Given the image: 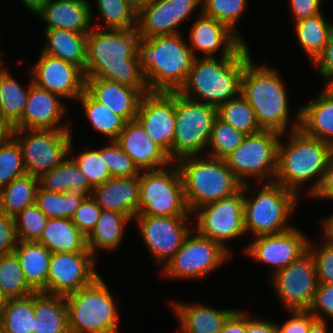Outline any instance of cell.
<instances>
[{
    "mask_svg": "<svg viewBox=\"0 0 333 333\" xmlns=\"http://www.w3.org/2000/svg\"><path fill=\"white\" fill-rule=\"evenodd\" d=\"M249 60L247 45L237 55L224 56L219 61L216 57H204L201 61L195 57L187 80L178 92L189 96L193 89L207 104L218 107L240 94L242 73Z\"/></svg>",
    "mask_w": 333,
    "mask_h": 333,
    "instance_id": "obj_4",
    "label": "cell"
},
{
    "mask_svg": "<svg viewBox=\"0 0 333 333\" xmlns=\"http://www.w3.org/2000/svg\"><path fill=\"white\" fill-rule=\"evenodd\" d=\"M190 233L181 248L165 264L164 275L171 277H202L224 262L230 252L212 239Z\"/></svg>",
    "mask_w": 333,
    "mask_h": 333,
    "instance_id": "obj_12",
    "label": "cell"
},
{
    "mask_svg": "<svg viewBox=\"0 0 333 333\" xmlns=\"http://www.w3.org/2000/svg\"><path fill=\"white\" fill-rule=\"evenodd\" d=\"M145 244L159 261L167 262L181 248L190 230L185 227L187 216L136 215Z\"/></svg>",
    "mask_w": 333,
    "mask_h": 333,
    "instance_id": "obj_18",
    "label": "cell"
},
{
    "mask_svg": "<svg viewBox=\"0 0 333 333\" xmlns=\"http://www.w3.org/2000/svg\"><path fill=\"white\" fill-rule=\"evenodd\" d=\"M331 79L332 80H329L328 85H327L326 88H328L333 93V78H331Z\"/></svg>",
    "mask_w": 333,
    "mask_h": 333,
    "instance_id": "obj_68",
    "label": "cell"
},
{
    "mask_svg": "<svg viewBox=\"0 0 333 333\" xmlns=\"http://www.w3.org/2000/svg\"><path fill=\"white\" fill-rule=\"evenodd\" d=\"M217 117L246 135L263 130L252 107L241 94L239 97L220 104L217 107Z\"/></svg>",
    "mask_w": 333,
    "mask_h": 333,
    "instance_id": "obj_41",
    "label": "cell"
},
{
    "mask_svg": "<svg viewBox=\"0 0 333 333\" xmlns=\"http://www.w3.org/2000/svg\"><path fill=\"white\" fill-rule=\"evenodd\" d=\"M90 195L102 210L133 218L139 209V176L111 177L102 185L93 187Z\"/></svg>",
    "mask_w": 333,
    "mask_h": 333,
    "instance_id": "obj_25",
    "label": "cell"
},
{
    "mask_svg": "<svg viewBox=\"0 0 333 333\" xmlns=\"http://www.w3.org/2000/svg\"><path fill=\"white\" fill-rule=\"evenodd\" d=\"M86 196L80 191L56 193L38 187L35 204L48 218L71 219Z\"/></svg>",
    "mask_w": 333,
    "mask_h": 333,
    "instance_id": "obj_36",
    "label": "cell"
},
{
    "mask_svg": "<svg viewBox=\"0 0 333 333\" xmlns=\"http://www.w3.org/2000/svg\"><path fill=\"white\" fill-rule=\"evenodd\" d=\"M201 2L202 0H153L137 11V33L140 38L176 34L177 26Z\"/></svg>",
    "mask_w": 333,
    "mask_h": 333,
    "instance_id": "obj_20",
    "label": "cell"
},
{
    "mask_svg": "<svg viewBox=\"0 0 333 333\" xmlns=\"http://www.w3.org/2000/svg\"><path fill=\"white\" fill-rule=\"evenodd\" d=\"M24 273L25 281L35 292L47 294V277L51 252L37 241H19L13 251Z\"/></svg>",
    "mask_w": 333,
    "mask_h": 333,
    "instance_id": "obj_29",
    "label": "cell"
},
{
    "mask_svg": "<svg viewBox=\"0 0 333 333\" xmlns=\"http://www.w3.org/2000/svg\"><path fill=\"white\" fill-rule=\"evenodd\" d=\"M28 89V100L21 120L13 127V136L31 129H69L68 124L60 127L56 125L64 113V107L57 98L59 95L36 86L33 81Z\"/></svg>",
    "mask_w": 333,
    "mask_h": 333,
    "instance_id": "obj_22",
    "label": "cell"
},
{
    "mask_svg": "<svg viewBox=\"0 0 333 333\" xmlns=\"http://www.w3.org/2000/svg\"><path fill=\"white\" fill-rule=\"evenodd\" d=\"M136 120L171 159V148L175 137V92L144 94Z\"/></svg>",
    "mask_w": 333,
    "mask_h": 333,
    "instance_id": "obj_17",
    "label": "cell"
},
{
    "mask_svg": "<svg viewBox=\"0 0 333 333\" xmlns=\"http://www.w3.org/2000/svg\"><path fill=\"white\" fill-rule=\"evenodd\" d=\"M1 320L5 333H33L34 293L24 298L9 299Z\"/></svg>",
    "mask_w": 333,
    "mask_h": 333,
    "instance_id": "obj_40",
    "label": "cell"
},
{
    "mask_svg": "<svg viewBox=\"0 0 333 333\" xmlns=\"http://www.w3.org/2000/svg\"><path fill=\"white\" fill-rule=\"evenodd\" d=\"M85 109V114L95 130L116 141L126 121L113 113L105 105L96 101L86 90L78 97Z\"/></svg>",
    "mask_w": 333,
    "mask_h": 333,
    "instance_id": "obj_39",
    "label": "cell"
},
{
    "mask_svg": "<svg viewBox=\"0 0 333 333\" xmlns=\"http://www.w3.org/2000/svg\"><path fill=\"white\" fill-rule=\"evenodd\" d=\"M314 63L318 65L322 76L328 78V80L333 78V30L324 50L316 57Z\"/></svg>",
    "mask_w": 333,
    "mask_h": 333,
    "instance_id": "obj_57",
    "label": "cell"
},
{
    "mask_svg": "<svg viewBox=\"0 0 333 333\" xmlns=\"http://www.w3.org/2000/svg\"><path fill=\"white\" fill-rule=\"evenodd\" d=\"M324 320L316 319L310 326L309 333H327Z\"/></svg>",
    "mask_w": 333,
    "mask_h": 333,
    "instance_id": "obj_65",
    "label": "cell"
},
{
    "mask_svg": "<svg viewBox=\"0 0 333 333\" xmlns=\"http://www.w3.org/2000/svg\"><path fill=\"white\" fill-rule=\"evenodd\" d=\"M65 297L34 292L33 333H70Z\"/></svg>",
    "mask_w": 333,
    "mask_h": 333,
    "instance_id": "obj_31",
    "label": "cell"
},
{
    "mask_svg": "<svg viewBox=\"0 0 333 333\" xmlns=\"http://www.w3.org/2000/svg\"><path fill=\"white\" fill-rule=\"evenodd\" d=\"M18 241H38L45 229L48 217L33 204L14 217Z\"/></svg>",
    "mask_w": 333,
    "mask_h": 333,
    "instance_id": "obj_46",
    "label": "cell"
},
{
    "mask_svg": "<svg viewBox=\"0 0 333 333\" xmlns=\"http://www.w3.org/2000/svg\"><path fill=\"white\" fill-rule=\"evenodd\" d=\"M0 291L8 299L24 298L35 292L25 281L14 252L0 256Z\"/></svg>",
    "mask_w": 333,
    "mask_h": 333,
    "instance_id": "obj_42",
    "label": "cell"
},
{
    "mask_svg": "<svg viewBox=\"0 0 333 333\" xmlns=\"http://www.w3.org/2000/svg\"><path fill=\"white\" fill-rule=\"evenodd\" d=\"M38 187V177L26 174L14 179L0 190V212L15 217L26 207L35 204Z\"/></svg>",
    "mask_w": 333,
    "mask_h": 333,
    "instance_id": "obj_34",
    "label": "cell"
},
{
    "mask_svg": "<svg viewBox=\"0 0 333 333\" xmlns=\"http://www.w3.org/2000/svg\"><path fill=\"white\" fill-rule=\"evenodd\" d=\"M37 242L44 245L51 253L89 251L87 237L71 219L49 218Z\"/></svg>",
    "mask_w": 333,
    "mask_h": 333,
    "instance_id": "obj_30",
    "label": "cell"
},
{
    "mask_svg": "<svg viewBox=\"0 0 333 333\" xmlns=\"http://www.w3.org/2000/svg\"><path fill=\"white\" fill-rule=\"evenodd\" d=\"M32 71L33 83L59 96L78 99L85 91L86 77L77 65L42 53Z\"/></svg>",
    "mask_w": 333,
    "mask_h": 333,
    "instance_id": "obj_19",
    "label": "cell"
},
{
    "mask_svg": "<svg viewBox=\"0 0 333 333\" xmlns=\"http://www.w3.org/2000/svg\"><path fill=\"white\" fill-rule=\"evenodd\" d=\"M313 196L333 199V154L325 170L323 181Z\"/></svg>",
    "mask_w": 333,
    "mask_h": 333,
    "instance_id": "obj_60",
    "label": "cell"
},
{
    "mask_svg": "<svg viewBox=\"0 0 333 333\" xmlns=\"http://www.w3.org/2000/svg\"><path fill=\"white\" fill-rule=\"evenodd\" d=\"M26 174L21 147L13 136L0 146V190Z\"/></svg>",
    "mask_w": 333,
    "mask_h": 333,
    "instance_id": "obj_44",
    "label": "cell"
},
{
    "mask_svg": "<svg viewBox=\"0 0 333 333\" xmlns=\"http://www.w3.org/2000/svg\"><path fill=\"white\" fill-rule=\"evenodd\" d=\"M309 248L310 244L308 250L315 259L318 284H333V247L325 244L318 252Z\"/></svg>",
    "mask_w": 333,
    "mask_h": 333,
    "instance_id": "obj_51",
    "label": "cell"
},
{
    "mask_svg": "<svg viewBox=\"0 0 333 333\" xmlns=\"http://www.w3.org/2000/svg\"><path fill=\"white\" fill-rule=\"evenodd\" d=\"M296 118L298 123L293 127L288 146L282 145L280 141L278 143L277 173L272 179L273 182L297 193L296 187L320 175L309 192L313 196L323 181L333 147L320 139L305 135L299 129L300 113Z\"/></svg>",
    "mask_w": 333,
    "mask_h": 333,
    "instance_id": "obj_3",
    "label": "cell"
},
{
    "mask_svg": "<svg viewBox=\"0 0 333 333\" xmlns=\"http://www.w3.org/2000/svg\"><path fill=\"white\" fill-rule=\"evenodd\" d=\"M281 133L262 130L245 136L243 142L224 160L227 166L244 185V177L270 173L276 177L278 158V137Z\"/></svg>",
    "mask_w": 333,
    "mask_h": 333,
    "instance_id": "obj_11",
    "label": "cell"
},
{
    "mask_svg": "<svg viewBox=\"0 0 333 333\" xmlns=\"http://www.w3.org/2000/svg\"><path fill=\"white\" fill-rule=\"evenodd\" d=\"M139 174V209L137 215L187 216L182 176L175 170H146ZM189 213V214H187Z\"/></svg>",
    "mask_w": 333,
    "mask_h": 333,
    "instance_id": "obj_9",
    "label": "cell"
},
{
    "mask_svg": "<svg viewBox=\"0 0 333 333\" xmlns=\"http://www.w3.org/2000/svg\"><path fill=\"white\" fill-rule=\"evenodd\" d=\"M140 39L136 29L107 32L89 31L86 47V78H101L149 91L140 69L137 44Z\"/></svg>",
    "mask_w": 333,
    "mask_h": 333,
    "instance_id": "obj_1",
    "label": "cell"
},
{
    "mask_svg": "<svg viewBox=\"0 0 333 333\" xmlns=\"http://www.w3.org/2000/svg\"><path fill=\"white\" fill-rule=\"evenodd\" d=\"M299 129L333 147V93L326 88L316 101L302 108Z\"/></svg>",
    "mask_w": 333,
    "mask_h": 333,
    "instance_id": "obj_28",
    "label": "cell"
},
{
    "mask_svg": "<svg viewBox=\"0 0 333 333\" xmlns=\"http://www.w3.org/2000/svg\"><path fill=\"white\" fill-rule=\"evenodd\" d=\"M13 126L0 114V146L13 137Z\"/></svg>",
    "mask_w": 333,
    "mask_h": 333,
    "instance_id": "obj_62",
    "label": "cell"
},
{
    "mask_svg": "<svg viewBox=\"0 0 333 333\" xmlns=\"http://www.w3.org/2000/svg\"><path fill=\"white\" fill-rule=\"evenodd\" d=\"M18 242L15 219L0 212V256L13 253Z\"/></svg>",
    "mask_w": 333,
    "mask_h": 333,
    "instance_id": "obj_53",
    "label": "cell"
},
{
    "mask_svg": "<svg viewBox=\"0 0 333 333\" xmlns=\"http://www.w3.org/2000/svg\"><path fill=\"white\" fill-rule=\"evenodd\" d=\"M324 223L327 237V241H325V244L333 247V215L332 217H329Z\"/></svg>",
    "mask_w": 333,
    "mask_h": 333,
    "instance_id": "obj_64",
    "label": "cell"
},
{
    "mask_svg": "<svg viewBox=\"0 0 333 333\" xmlns=\"http://www.w3.org/2000/svg\"><path fill=\"white\" fill-rule=\"evenodd\" d=\"M216 118V106L197 102L193 95L183 96L175 92V137L171 160L198 155L209 143Z\"/></svg>",
    "mask_w": 333,
    "mask_h": 333,
    "instance_id": "obj_8",
    "label": "cell"
},
{
    "mask_svg": "<svg viewBox=\"0 0 333 333\" xmlns=\"http://www.w3.org/2000/svg\"><path fill=\"white\" fill-rule=\"evenodd\" d=\"M97 4L107 30L136 29L137 10L128 0H97Z\"/></svg>",
    "mask_w": 333,
    "mask_h": 333,
    "instance_id": "obj_43",
    "label": "cell"
},
{
    "mask_svg": "<svg viewBox=\"0 0 333 333\" xmlns=\"http://www.w3.org/2000/svg\"><path fill=\"white\" fill-rule=\"evenodd\" d=\"M24 141L14 137L19 143L26 173L40 177L59 166L71 152L72 137L69 129H31ZM21 140V141H20Z\"/></svg>",
    "mask_w": 333,
    "mask_h": 333,
    "instance_id": "obj_13",
    "label": "cell"
},
{
    "mask_svg": "<svg viewBox=\"0 0 333 333\" xmlns=\"http://www.w3.org/2000/svg\"><path fill=\"white\" fill-rule=\"evenodd\" d=\"M245 136L244 132L236 130L217 117L208 143L212 147L210 157L225 159L243 142Z\"/></svg>",
    "mask_w": 333,
    "mask_h": 333,
    "instance_id": "obj_45",
    "label": "cell"
},
{
    "mask_svg": "<svg viewBox=\"0 0 333 333\" xmlns=\"http://www.w3.org/2000/svg\"><path fill=\"white\" fill-rule=\"evenodd\" d=\"M0 333H5L4 327H3V322L0 317Z\"/></svg>",
    "mask_w": 333,
    "mask_h": 333,
    "instance_id": "obj_69",
    "label": "cell"
},
{
    "mask_svg": "<svg viewBox=\"0 0 333 333\" xmlns=\"http://www.w3.org/2000/svg\"><path fill=\"white\" fill-rule=\"evenodd\" d=\"M128 1L138 11L140 8L149 5L153 0H128Z\"/></svg>",
    "mask_w": 333,
    "mask_h": 333,
    "instance_id": "obj_66",
    "label": "cell"
},
{
    "mask_svg": "<svg viewBox=\"0 0 333 333\" xmlns=\"http://www.w3.org/2000/svg\"><path fill=\"white\" fill-rule=\"evenodd\" d=\"M181 34L140 38L137 55L150 92H178L192 69L195 53Z\"/></svg>",
    "mask_w": 333,
    "mask_h": 333,
    "instance_id": "obj_2",
    "label": "cell"
},
{
    "mask_svg": "<svg viewBox=\"0 0 333 333\" xmlns=\"http://www.w3.org/2000/svg\"><path fill=\"white\" fill-rule=\"evenodd\" d=\"M49 45L44 53L79 66L85 72L87 34L63 29H45Z\"/></svg>",
    "mask_w": 333,
    "mask_h": 333,
    "instance_id": "obj_33",
    "label": "cell"
},
{
    "mask_svg": "<svg viewBox=\"0 0 333 333\" xmlns=\"http://www.w3.org/2000/svg\"><path fill=\"white\" fill-rule=\"evenodd\" d=\"M116 142L140 170H158L170 163L168 154L147 134L135 119L127 121ZM161 167V168H159Z\"/></svg>",
    "mask_w": 333,
    "mask_h": 333,
    "instance_id": "obj_23",
    "label": "cell"
},
{
    "mask_svg": "<svg viewBox=\"0 0 333 333\" xmlns=\"http://www.w3.org/2000/svg\"><path fill=\"white\" fill-rule=\"evenodd\" d=\"M192 28L191 38L194 48L205 52V57H215L213 52L225 44L221 56H235L246 45L241 38L225 24L207 16L203 12Z\"/></svg>",
    "mask_w": 333,
    "mask_h": 333,
    "instance_id": "obj_26",
    "label": "cell"
},
{
    "mask_svg": "<svg viewBox=\"0 0 333 333\" xmlns=\"http://www.w3.org/2000/svg\"><path fill=\"white\" fill-rule=\"evenodd\" d=\"M4 69L0 70V114L14 127L22 118L29 90L26 91Z\"/></svg>",
    "mask_w": 333,
    "mask_h": 333,
    "instance_id": "obj_38",
    "label": "cell"
},
{
    "mask_svg": "<svg viewBox=\"0 0 333 333\" xmlns=\"http://www.w3.org/2000/svg\"><path fill=\"white\" fill-rule=\"evenodd\" d=\"M177 161L191 213L205 204L231 197L242 189L243 184L224 159L211 157L205 160L192 155Z\"/></svg>",
    "mask_w": 333,
    "mask_h": 333,
    "instance_id": "obj_5",
    "label": "cell"
},
{
    "mask_svg": "<svg viewBox=\"0 0 333 333\" xmlns=\"http://www.w3.org/2000/svg\"><path fill=\"white\" fill-rule=\"evenodd\" d=\"M247 185L246 182L242 189L231 197L197 208L194 211L198 212L197 233L223 246L226 239H234L246 233L244 228V192L249 189Z\"/></svg>",
    "mask_w": 333,
    "mask_h": 333,
    "instance_id": "obj_14",
    "label": "cell"
},
{
    "mask_svg": "<svg viewBox=\"0 0 333 333\" xmlns=\"http://www.w3.org/2000/svg\"><path fill=\"white\" fill-rule=\"evenodd\" d=\"M296 194L270 180L253 200L244 196L245 232L252 231L257 237L290 230L285 220L296 203Z\"/></svg>",
    "mask_w": 333,
    "mask_h": 333,
    "instance_id": "obj_10",
    "label": "cell"
},
{
    "mask_svg": "<svg viewBox=\"0 0 333 333\" xmlns=\"http://www.w3.org/2000/svg\"><path fill=\"white\" fill-rule=\"evenodd\" d=\"M102 209L96 204V201L87 195L80 206L76 209V212L72 216L71 220L80 229V231L88 237L90 233L95 229Z\"/></svg>",
    "mask_w": 333,
    "mask_h": 333,
    "instance_id": "obj_50",
    "label": "cell"
},
{
    "mask_svg": "<svg viewBox=\"0 0 333 333\" xmlns=\"http://www.w3.org/2000/svg\"><path fill=\"white\" fill-rule=\"evenodd\" d=\"M38 179L39 187L42 189L56 193H65L67 191H70L65 184L64 161L51 171H48L41 175Z\"/></svg>",
    "mask_w": 333,
    "mask_h": 333,
    "instance_id": "obj_56",
    "label": "cell"
},
{
    "mask_svg": "<svg viewBox=\"0 0 333 333\" xmlns=\"http://www.w3.org/2000/svg\"><path fill=\"white\" fill-rule=\"evenodd\" d=\"M273 274L276 291L290 311H309L318 287L312 253L307 250L290 265Z\"/></svg>",
    "mask_w": 333,
    "mask_h": 333,
    "instance_id": "obj_15",
    "label": "cell"
},
{
    "mask_svg": "<svg viewBox=\"0 0 333 333\" xmlns=\"http://www.w3.org/2000/svg\"><path fill=\"white\" fill-rule=\"evenodd\" d=\"M23 3L31 11L37 14V12L49 1V0H22Z\"/></svg>",
    "mask_w": 333,
    "mask_h": 333,
    "instance_id": "obj_63",
    "label": "cell"
},
{
    "mask_svg": "<svg viewBox=\"0 0 333 333\" xmlns=\"http://www.w3.org/2000/svg\"><path fill=\"white\" fill-rule=\"evenodd\" d=\"M179 316L182 333H220L234 310H215L199 305H180L173 302Z\"/></svg>",
    "mask_w": 333,
    "mask_h": 333,
    "instance_id": "obj_32",
    "label": "cell"
},
{
    "mask_svg": "<svg viewBox=\"0 0 333 333\" xmlns=\"http://www.w3.org/2000/svg\"><path fill=\"white\" fill-rule=\"evenodd\" d=\"M85 90L126 122L136 119L144 95L137 88L101 78H86Z\"/></svg>",
    "mask_w": 333,
    "mask_h": 333,
    "instance_id": "obj_24",
    "label": "cell"
},
{
    "mask_svg": "<svg viewBox=\"0 0 333 333\" xmlns=\"http://www.w3.org/2000/svg\"><path fill=\"white\" fill-rule=\"evenodd\" d=\"M95 258L90 251L51 253L47 294L65 297L92 284L99 277Z\"/></svg>",
    "mask_w": 333,
    "mask_h": 333,
    "instance_id": "obj_16",
    "label": "cell"
},
{
    "mask_svg": "<svg viewBox=\"0 0 333 333\" xmlns=\"http://www.w3.org/2000/svg\"><path fill=\"white\" fill-rule=\"evenodd\" d=\"M319 308L333 319V284H318L309 312L323 320L320 313L316 312Z\"/></svg>",
    "mask_w": 333,
    "mask_h": 333,
    "instance_id": "obj_54",
    "label": "cell"
},
{
    "mask_svg": "<svg viewBox=\"0 0 333 333\" xmlns=\"http://www.w3.org/2000/svg\"><path fill=\"white\" fill-rule=\"evenodd\" d=\"M92 187L102 185L112 176L104 161V148L89 150L73 159Z\"/></svg>",
    "mask_w": 333,
    "mask_h": 333,
    "instance_id": "obj_47",
    "label": "cell"
},
{
    "mask_svg": "<svg viewBox=\"0 0 333 333\" xmlns=\"http://www.w3.org/2000/svg\"><path fill=\"white\" fill-rule=\"evenodd\" d=\"M203 13L235 31L234 25L243 12L246 0H203ZM234 29V30H233Z\"/></svg>",
    "mask_w": 333,
    "mask_h": 333,
    "instance_id": "obj_48",
    "label": "cell"
},
{
    "mask_svg": "<svg viewBox=\"0 0 333 333\" xmlns=\"http://www.w3.org/2000/svg\"><path fill=\"white\" fill-rule=\"evenodd\" d=\"M65 301L70 333H117L118 314L101 277L65 296Z\"/></svg>",
    "mask_w": 333,
    "mask_h": 333,
    "instance_id": "obj_7",
    "label": "cell"
},
{
    "mask_svg": "<svg viewBox=\"0 0 333 333\" xmlns=\"http://www.w3.org/2000/svg\"><path fill=\"white\" fill-rule=\"evenodd\" d=\"M47 22L46 29L88 33L91 9L86 0H49L38 12Z\"/></svg>",
    "mask_w": 333,
    "mask_h": 333,
    "instance_id": "obj_27",
    "label": "cell"
},
{
    "mask_svg": "<svg viewBox=\"0 0 333 333\" xmlns=\"http://www.w3.org/2000/svg\"><path fill=\"white\" fill-rule=\"evenodd\" d=\"M220 333H246V314L233 311L225 321Z\"/></svg>",
    "mask_w": 333,
    "mask_h": 333,
    "instance_id": "obj_59",
    "label": "cell"
},
{
    "mask_svg": "<svg viewBox=\"0 0 333 333\" xmlns=\"http://www.w3.org/2000/svg\"><path fill=\"white\" fill-rule=\"evenodd\" d=\"M64 178L65 184L69 190L80 191L86 195H90L93 190L86 176L73 159L64 160Z\"/></svg>",
    "mask_w": 333,
    "mask_h": 333,
    "instance_id": "obj_52",
    "label": "cell"
},
{
    "mask_svg": "<svg viewBox=\"0 0 333 333\" xmlns=\"http://www.w3.org/2000/svg\"><path fill=\"white\" fill-rule=\"evenodd\" d=\"M246 333H277L274 323L246 319Z\"/></svg>",
    "mask_w": 333,
    "mask_h": 333,
    "instance_id": "obj_61",
    "label": "cell"
},
{
    "mask_svg": "<svg viewBox=\"0 0 333 333\" xmlns=\"http://www.w3.org/2000/svg\"><path fill=\"white\" fill-rule=\"evenodd\" d=\"M332 30L333 25L325 21L321 13L296 22L299 43L313 61L324 50Z\"/></svg>",
    "mask_w": 333,
    "mask_h": 333,
    "instance_id": "obj_37",
    "label": "cell"
},
{
    "mask_svg": "<svg viewBox=\"0 0 333 333\" xmlns=\"http://www.w3.org/2000/svg\"><path fill=\"white\" fill-rule=\"evenodd\" d=\"M240 94L252 107L263 130L284 132L288 105L285 88L277 72L266 66L254 67L249 60L242 73Z\"/></svg>",
    "mask_w": 333,
    "mask_h": 333,
    "instance_id": "obj_6",
    "label": "cell"
},
{
    "mask_svg": "<svg viewBox=\"0 0 333 333\" xmlns=\"http://www.w3.org/2000/svg\"><path fill=\"white\" fill-rule=\"evenodd\" d=\"M297 21L320 14V0H290Z\"/></svg>",
    "mask_w": 333,
    "mask_h": 333,
    "instance_id": "obj_58",
    "label": "cell"
},
{
    "mask_svg": "<svg viewBox=\"0 0 333 333\" xmlns=\"http://www.w3.org/2000/svg\"><path fill=\"white\" fill-rule=\"evenodd\" d=\"M255 240L246 253L275 266V272L297 260L308 250L310 243L300 230L294 228L280 234L257 236Z\"/></svg>",
    "mask_w": 333,
    "mask_h": 333,
    "instance_id": "obj_21",
    "label": "cell"
},
{
    "mask_svg": "<svg viewBox=\"0 0 333 333\" xmlns=\"http://www.w3.org/2000/svg\"><path fill=\"white\" fill-rule=\"evenodd\" d=\"M130 216L116 211L102 210L95 229L87 237V248L94 255L95 247L113 249L122 240L123 226Z\"/></svg>",
    "mask_w": 333,
    "mask_h": 333,
    "instance_id": "obj_35",
    "label": "cell"
},
{
    "mask_svg": "<svg viewBox=\"0 0 333 333\" xmlns=\"http://www.w3.org/2000/svg\"><path fill=\"white\" fill-rule=\"evenodd\" d=\"M292 318L282 327L277 326V333H309L311 324L317 319L309 311H291Z\"/></svg>",
    "mask_w": 333,
    "mask_h": 333,
    "instance_id": "obj_55",
    "label": "cell"
},
{
    "mask_svg": "<svg viewBox=\"0 0 333 333\" xmlns=\"http://www.w3.org/2000/svg\"><path fill=\"white\" fill-rule=\"evenodd\" d=\"M8 300L9 299L0 291V317L2 315L4 308L7 305Z\"/></svg>",
    "mask_w": 333,
    "mask_h": 333,
    "instance_id": "obj_67",
    "label": "cell"
},
{
    "mask_svg": "<svg viewBox=\"0 0 333 333\" xmlns=\"http://www.w3.org/2000/svg\"><path fill=\"white\" fill-rule=\"evenodd\" d=\"M104 148V161L112 177H135L141 173L131 157L116 141Z\"/></svg>",
    "mask_w": 333,
    "mask_h": 333,
    "instance_id": "obj_49",
    "label": "cell"
}]
</instances>
